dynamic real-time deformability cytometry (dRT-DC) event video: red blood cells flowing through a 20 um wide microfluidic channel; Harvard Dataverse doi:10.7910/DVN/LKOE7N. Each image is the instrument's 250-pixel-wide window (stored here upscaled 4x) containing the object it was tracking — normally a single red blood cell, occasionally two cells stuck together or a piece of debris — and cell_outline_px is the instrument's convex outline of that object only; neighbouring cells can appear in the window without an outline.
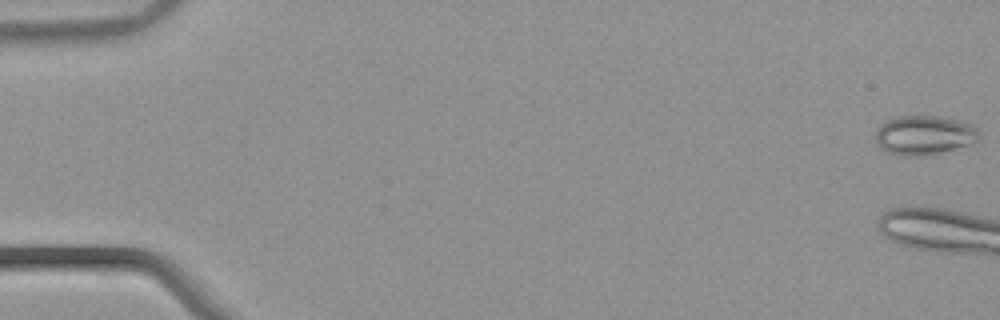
{"species": "common noctule bat (a hibernating species)", "species_latin": "Nyctalus noctula", "temperature_condition": "warm", "stored_images_in_passage": 8, "camera_frame_rate_fps": 3000, "um_per_image_px": 0.085, "animal": {"sex": "male", "body_mass_g": 21.5, "forearm_length_mm": 52.0}, "frame": {"image": 1, "passage_image": 1, "time_ms": 0.0, "image_size_px": [1000, 320], "cell_outline_px": [[980, 136], [972, 144], [940, 152], [920, 156], [900, 156], [888, 152], [880, 148], [876, 144], [876, 128], [880, 124], [896, 116], [940, 116], [960, 120], [972, 124], [980, 132]], "centroid_in_image_um": [78.55, 11.48], "position_along_channel_um": 6.5, "area_um2": 23.93}}